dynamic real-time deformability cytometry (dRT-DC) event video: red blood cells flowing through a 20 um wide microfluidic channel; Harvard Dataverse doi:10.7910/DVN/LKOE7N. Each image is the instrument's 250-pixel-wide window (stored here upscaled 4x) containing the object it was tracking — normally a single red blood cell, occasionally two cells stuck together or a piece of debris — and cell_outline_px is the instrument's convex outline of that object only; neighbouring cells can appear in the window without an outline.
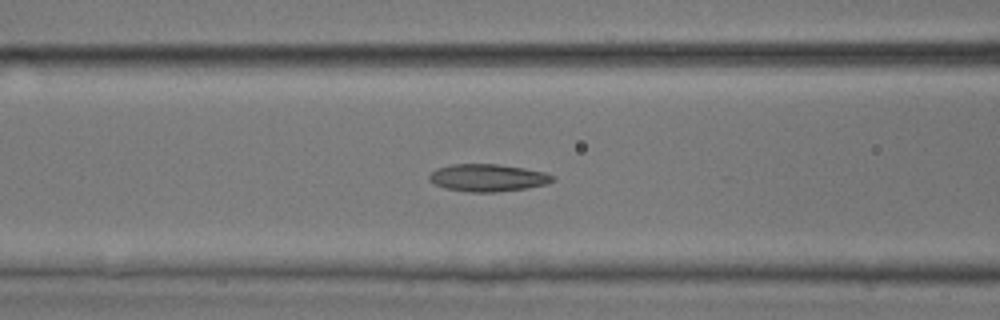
{"species": "common noctule bat (a hibernating species)", "species_latin": "Nyctalus noctula", "temperature_condition": "room temperature", "stored_images_in_passage": 34, "camera_frame_rate_fps": 3000, "um_per_image_px": 0.085, "animal": {"sex": "male", "body_mass_g": 17.9, "forearm_length_mm": 54.2}, "frame": {"image": 1, "passage_image": 7, "time_ms": 2.0, "image_size_px": [1000, 320], "cell_outline_px": [[556, 180], [548, 184], [528, 188], [496, 192], [472, 192], [444, 188], [428, 180], [428, 176], [436, 168], [452, 164], [500, 164], [524, 168], [544, 172], [556, 176]], "centroid_in_image_um": [41.5, 15.11], "position_along_channel_um": 125.1, "area_um2": 19.88}}
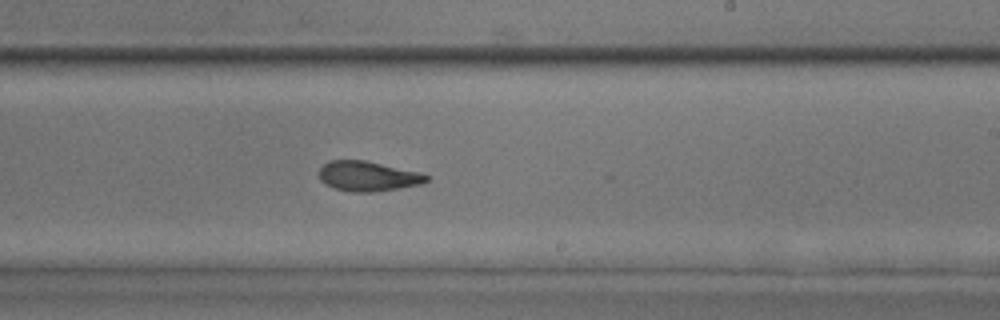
{"frame": {"image": 2, "passage_image": 16, "time_ms": 5.0, "image_size_px": [1000, 320], "cell_outline_px": [[428, 180], [424, 184], [372, 192], [352, 192], [332, 188], [324, 184], [320, 180], [320, 168], [328, 160], [364, 160], [420, 172], [428, 176]], "centroid_in_image_um": [31.26, 14.98], "position_along_channel_um": 257.7, "area_um2": 18.79}}
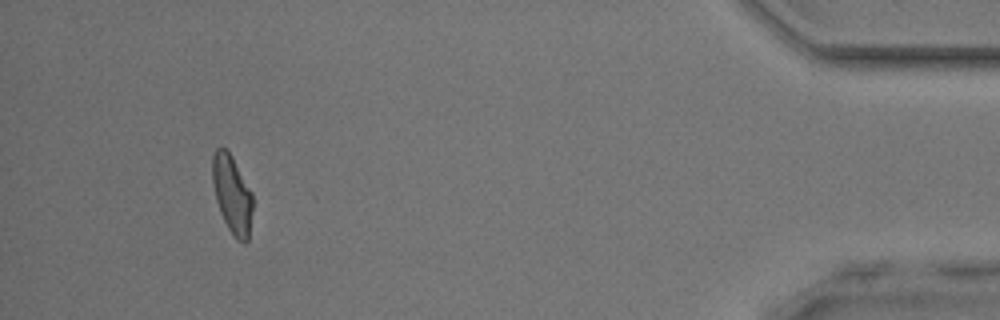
{"frame": {"image": 3, "passage_image": 31, "time_ms": 10.0, "image_size_px": [1000, 320], "cell_outline_px": [[252, 208], [248, 240], [244, 244], [236, 240], [232, 236], [220, 212], [216, 200], [212, 180], [212, 156], [216, 148], [224, 148], [232, 156], [252, 192]], "centroid_in_image_um": [19.72, 16.54], "position_along_channel_um": 415.5, "area_um2": 18.32}}